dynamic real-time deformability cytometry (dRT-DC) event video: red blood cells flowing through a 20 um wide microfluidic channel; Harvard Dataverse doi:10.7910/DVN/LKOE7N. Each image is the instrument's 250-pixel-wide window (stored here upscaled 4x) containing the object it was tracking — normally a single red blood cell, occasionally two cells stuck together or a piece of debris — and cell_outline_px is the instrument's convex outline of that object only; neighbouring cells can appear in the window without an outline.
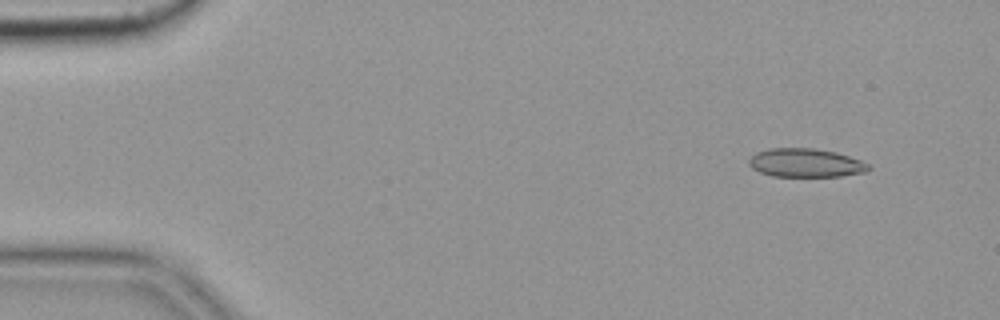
{"species": "common noctule bat (a hibernating species)", "species_latin": "Nyctalus noctula", "temperature_condition": "cold", "stored_images_in_passage": 5, "camera_frame_rate_fps": 3000, "um_per_image_px": 0.085, "animal": {"sex": "female", "body_mass_g": 19.9}, "frame": {"image": 1, "passage_image": 2, "time_ms": 0.333, "image_size_px": [1000, 320], "cell_outline_px": [[872, 168], [868, 172], [840, 176], [772, 176], [760, 172], [752, 168], [748, 164], [748, 160], [756, 152], [768, 148], [816, 148], [836, 152], [860, 160], [868, 164]], "centroid_in_image_um": [68.48, 13.84], "position_along_channel_um": 16.5, "area_um2": 20.06}}